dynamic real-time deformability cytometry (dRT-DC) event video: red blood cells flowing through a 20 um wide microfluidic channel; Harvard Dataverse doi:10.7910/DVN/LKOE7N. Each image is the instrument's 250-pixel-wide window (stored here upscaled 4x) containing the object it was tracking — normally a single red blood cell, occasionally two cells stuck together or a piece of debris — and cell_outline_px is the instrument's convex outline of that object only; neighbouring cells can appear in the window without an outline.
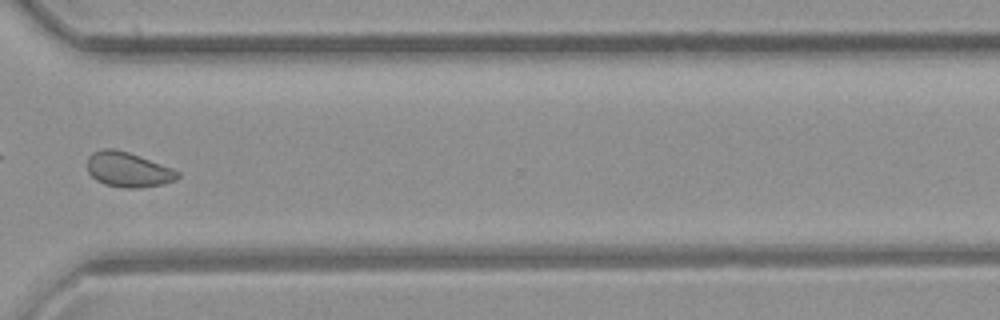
{"species": "common noctule bat (a hibernating species)", "species_latin": "Nyctalus noctula", "temperature_condition": "room temperature", "stored_images_in_passage": 47, "camera_frame_rate_fps": 3000, "um_per_image_px": 0.085, "animal": {"sex": "female", "body_mass_g": 21.9}, "frame": {"image": 1, "passage_image": 34, "time_ms": 11.0, "image_size_px": [1000, 320], "cell_outline_px": [[180, 176], [176, 180], [160, 184], [140, 188], [124, 188], [104, 184], [96, 180], [88, 172], [88, 156], [92, 152], [100, 148], [112, 148], [128, 152], [172, 168], [180, 172]], "centroid_in_image_um": [10.87, 14.41], "position_along_channel_um": 359.7, "area_um2": 18.38}, "authors_computed_cell_mechanics": {"area_um2": 18.4382, "velocity_mm_per_s": 4.37, "shape_relaxation_time_tau1_ms": null, "shape_relaxation_time_tau2_ms": 3.0994, "deformation_change_tau1": null, "deformation_change_tau2": 0.0486}}